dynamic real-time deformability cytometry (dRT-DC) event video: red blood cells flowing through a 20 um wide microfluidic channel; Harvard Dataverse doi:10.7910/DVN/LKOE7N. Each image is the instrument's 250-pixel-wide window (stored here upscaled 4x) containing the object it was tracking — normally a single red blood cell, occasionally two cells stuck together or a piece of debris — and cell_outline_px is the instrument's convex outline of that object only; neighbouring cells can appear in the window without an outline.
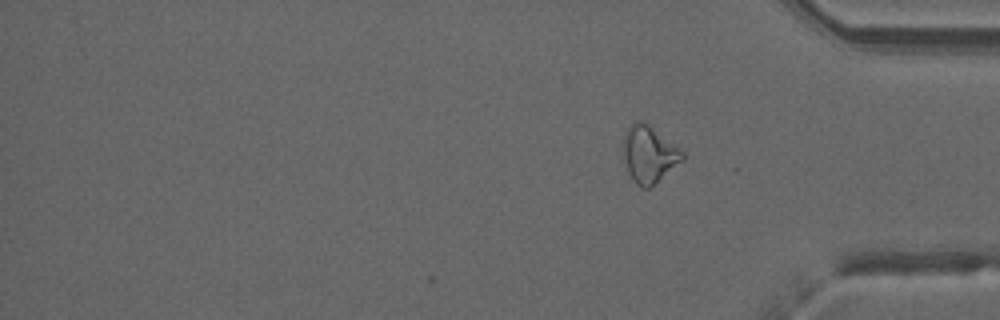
{"species": "common noctule bat (a hibernating species)", "species_latin": "Nyctalus noctula", "temperature_condition": "warm", "stored_images_in_passage": 33, "camera_frame_rate_fps": 3000, "um_per_image_px": 0.085, "animal": {"sex": "male", "forearm_length_mm": 52.5}, "frame": {"image": 1, "passage_image": 33, "time_ms": 10.667, "image_size_px": [1000, 320], "cell_outline_px": [[684, 160], [648, 188], [640, 188], [632, 180], [628, 172], [624, 160], [624, 136], [628, 128], [636, 120], [644, 120], [680, 148], [684, 152]], "centroid_in_image_um": [55.18, 13.1], "position_along_channel_um": 380.0, "area_um2": 19.54}, "authors_computed_cell_mechanics": {"area_um2": 19.7676, "velocity_mm_per_s": 4.0447, "shape_relaxation_time_tau1_ms": null, "shape_relaxation_time_tau2_ms": 2.8523, "deformation_change_tau1": null, "deformation_change_tau2": 0.1278}}